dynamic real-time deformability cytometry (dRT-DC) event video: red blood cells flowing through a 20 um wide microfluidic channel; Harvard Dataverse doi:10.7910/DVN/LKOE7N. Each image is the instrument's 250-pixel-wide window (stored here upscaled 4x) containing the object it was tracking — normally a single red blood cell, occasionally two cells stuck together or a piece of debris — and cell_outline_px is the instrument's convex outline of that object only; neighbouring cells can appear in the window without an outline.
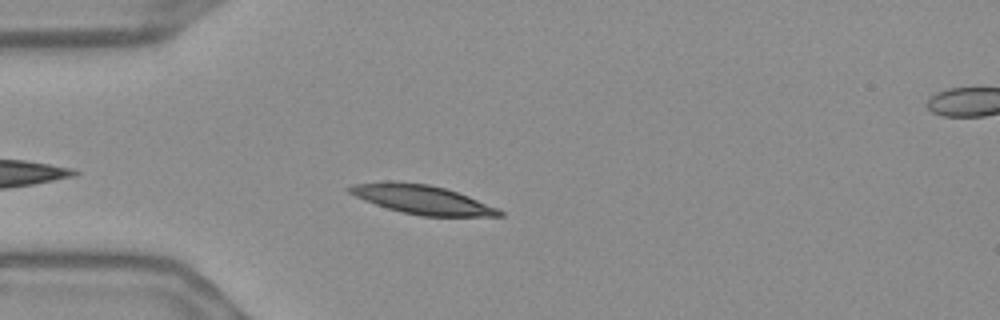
{"species": "Egyptian fruit bat (a non-hibernating species)", "species_latin": "Rousettus aegyptiacus", "temperature_condition": "warm", "stored_images_in_passage": 36, "camera_frame_rate_fps": 3000, "um_per_image_px": 0.085, "frame": {"image": 1, "passage_image": 5, "time_ms": 1.333, "image_size_px": [1000, 320], "cell_outline_px": [[504, 216], [420, 216], [400, 212], [364, 200], [348, 192], [344, 188], [352, 184], [388, 180], [396, 180], [428, 184], [444, 188], [468, 196], [500, 208], [504, 212]], "centroid_in_image_um": [35.85, 16.94], "position_along_channel_um": 49.1, "area_um2": 25.61}}
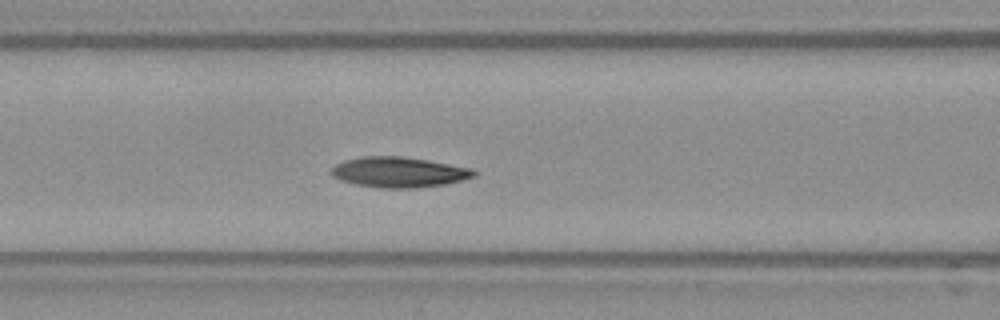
{"frame": {"image": 2, "passage_image": 13, "time_ms": 4.0, "image_size_px": [1000, 320], "cell_outline_px": [[476, 176], [464, 180], [444, 184], [412, 188], [380, 188], [356, 184], [340, 180], [332, 176], [328, 172], [336, 164], [344, 160], [364, 156], [404, 156], [428, 160], [472, 168], [476, 172]], "centroid_in_image_um": [33.89, 14.63], "position_along_channel_um": 132.7, "area_um2": 25.37}}
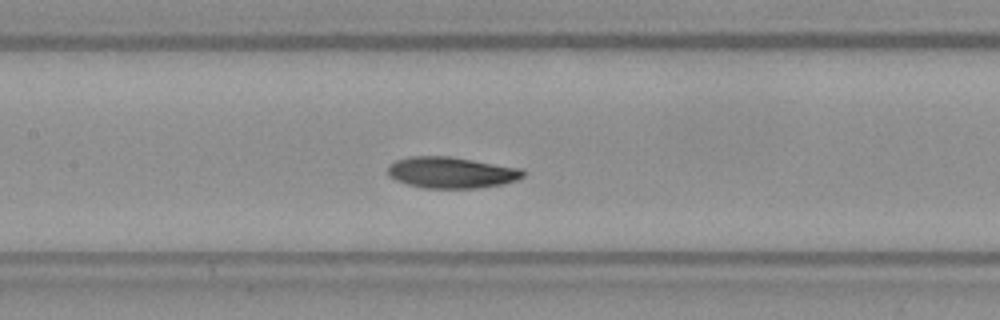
{"frame": {"image": 3, "passage_image": 16, "time_ms": 5.0, "image_size_px": [1000, 320], "cell_outline_px": [[528, 172], [524, 176], [516, 180], [504, 184], [480, 188], [424, 188], [408, 184], [396, 180], [388, 176], [388, 164], [396, 160], [408, 156], [448, 156], [524, 168]], "centroid_in_image_um": [38.4, 14.66], "position_along_channel_um": 169.0, "area_um2": 24.97}, "authors_computed_cell_mechanics": {"area_um2": 24.7095, "velocity_mm_per_s": 3.6172, "shape_relaxation_time_tau1_ms": 4.8864, "shape_relaxation_time_tau2_ms": 2.1819, "deformation_change_tau1": 0.1335, "deformation_change_tau2": 0.0614}}